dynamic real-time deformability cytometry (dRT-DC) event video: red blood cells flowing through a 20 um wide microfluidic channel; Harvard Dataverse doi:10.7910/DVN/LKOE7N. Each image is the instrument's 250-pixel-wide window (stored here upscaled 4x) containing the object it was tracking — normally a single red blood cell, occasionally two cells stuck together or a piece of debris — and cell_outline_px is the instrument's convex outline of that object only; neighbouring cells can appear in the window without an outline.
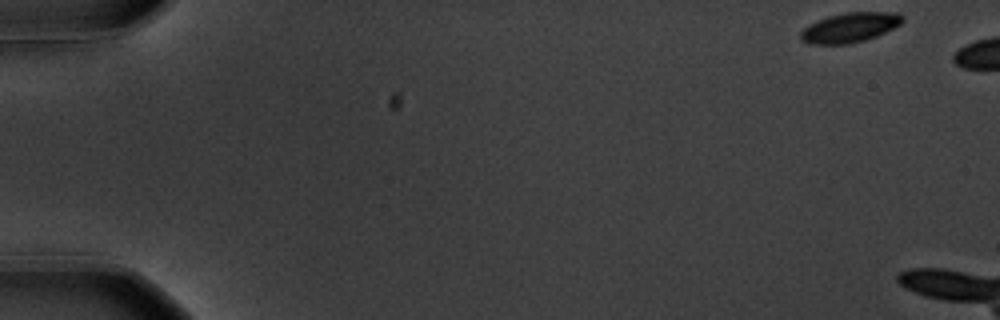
{"species": "common noctule bat (a hibernating species)", "species_latin": "Nyctalus noctula", "temperature_condition": "warm", "stored_images_in_passage": 5, "camera_frame_rate_fps": 3000, "um_per_image_px": 0.085, "animal": {"sex": "male", "body_mass_g": 20.1, "forearm_length_mm": 53.5}, "frame": {"image": 1, "passage_image": 1, "time_ms": 0.0, "image_size_px": [1000, 320], "cell_outline_px": [[904, 20], [900, 24], [876, 36], [864, 40], [848, 44], [808, 44], [800, 40], [800, 32], [804, 28], [828, 16], [844, 12], [900, 12], [904, 16]], "centroid_in_image_um": [72.25, 2.33], "position_along_channel_um": 12.7, "area_um2": 17.57}}